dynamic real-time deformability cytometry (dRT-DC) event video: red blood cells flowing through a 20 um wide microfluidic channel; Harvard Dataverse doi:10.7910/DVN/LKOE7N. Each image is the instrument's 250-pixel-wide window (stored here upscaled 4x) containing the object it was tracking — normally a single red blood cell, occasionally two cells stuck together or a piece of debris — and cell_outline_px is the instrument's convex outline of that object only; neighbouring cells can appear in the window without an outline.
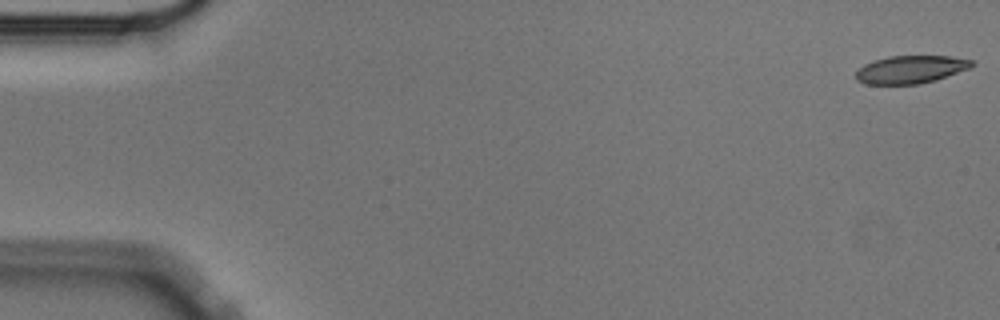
{"species": "Egyptian fruit bat (a non-hibernating species)", "species_latin": "Rousettus aegyptiacus", "temperature_condition": "cold", "stored_images_in_passage": 57, "camera_frame_rate_fps": 3000, "um_per_image_px": 0.085, "animal": {"sex": "male"}, "frame": {"image": 1, "passage_image": 1, "time_ms": 0.0, "image_size_px": [1000, 320], "cell_outline_px": [[976, 64], [972, 68], [936, 80], [920, 84], [864, 84], [856, 80], [856, 72], [864, 64], [872, 60], [888, 56], [948, 56], [972, 60]], "centroid_in_image_um": [77.43, 5.9], "position_along_channel_um": 7.6, "area_um2": 19.02}}
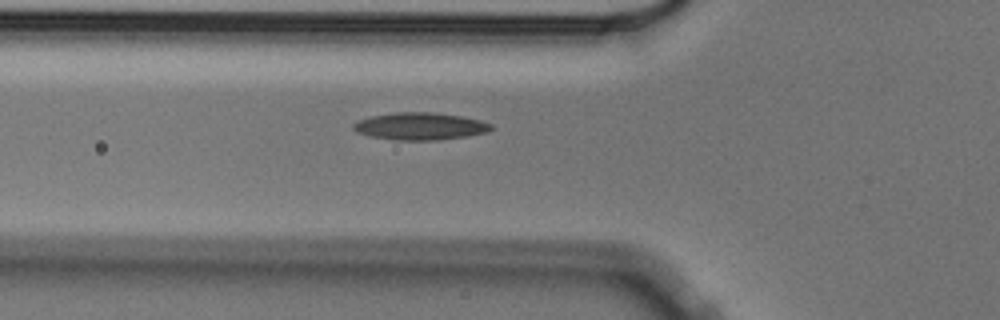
{"frame": {"image": 2, "passage_image": 20, "time_ms": 6.333, "image_size_px": [1000, 320], "cell_outline_px": [[492, 128], [488, 132], [468, 136], [436, 140], [392, 140], [372, 136], [356, 132], [352, 128], [352, 124], [356, 120], [372, 116], [396, 112], [436, 112], [460, 116], [480, 120], [492, 124]], "centroid_in_image_um": [35.69, 10.73], "position_along_channel_um": 90.1, "area_um2": 22.02}}
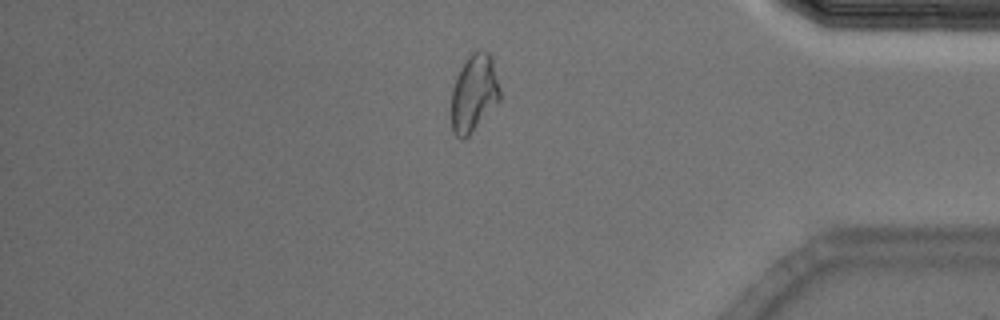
{"frame": {"image": 3, "passage_image": 48, "time_ms": 15.667, "image_size_px": [1000, 320], "cell_outline_px": [[500, 100], [468, 136], [464, 140], [460, 140], [452, 132], [452, 88], [456, 76], [460, 68], [468, 56], [476, 48], [484, 48], [492, 56], [500, 88]], "centroid_in_image_um": [40.29, 7.87], "position_along_channel_um": 394.9, "area_um2": 22.2}, "authors_computed_cell_mechanics": {"area_um2": 20.7502, "velocity_mm_per_s": 3.5383, "shape_relaxation_time_tau1_ms": 10.5962, "shape_relaxation_time_tau2_ms": 3.0421, "deformation_change_tau1": 0.2082, "deformation_change_tau2": 0.0951}}